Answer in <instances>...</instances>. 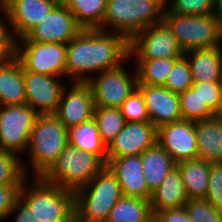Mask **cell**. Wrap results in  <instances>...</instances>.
<instances>
[{
  "label": "cell",
  "mask_w": 222,
  "mask_h": 222,
  "mask_svg": "<svg viewBox=\"0 0 222 222\" xmlns=\"http://www.w3.org/2000/svg\"><path fill=\"white\" fill-rule=\"evenodd\" d=\"M26 104L38 114H54L64 90L56 76L23 71Z\"/></svg>",
  "instance_id": "cell-15"
},
{
  "label": "cell",
  "mask_w": 222,
  "mask_h": 222,
  "mask_svg": "<svg viewBox=\"0 0 222 222\" xmlns=\"http://www.w3.org/2000/svg\"><path fill=\"white\" fill-rule=\"evenodd\" d=\"M205 199L222 210V163H211L209 186Z\"/></svg>",
  "instance_id": "cell-37"
},
{
  "label": "cell",
  "mask_w": 222,
  "mask_h": 222,
  "mask_svg": "<svg viewBox=\"0 0 222 222\" xmlns=\"http://www.w3.org/2000/svg\"><path fill=\"white\" fill-rule=\"evenodd\" d=\"M140 157L143 174L151 192L156 190L168 173L176 167V162L158 142L145 150Z\"/></svg>",
  "instance_id": "cell-24"
},
{
  "label": "cell",
  "mask_w": 222,
  "mask_h": 222,
  "mask_svg": "<svg viewBox=\"0 0 222 222\" xmlns=\"http://www.w3.org/2000/svg\"><path fill=\"white\" fill-rule=\"evenodd\" d=\"M149 2L157 4L164 12L166 11V2L167 0H147Z\"/></svg>",
  "instance_id": "cell-45"
},
{
  "label": "cell",
  "mask_w": 222,
  "mask_h": 222,
  "mask_svg": "<svg viewBox=\"0 0 222 222\" xmlns=\"http://www.w3.org/2000/svg\"><path fill=\"white\" fill-rule=\"evenodd\" d=\"M168 11L176 15H207L214 11V0H174Z\"/></svg>",
  "instance_id": "cell-36"
},
{
  "label": "cell",
  "mask_w": 222,
  "mask_h": 222,
  "mask_svg": "<svg viewBox=\"0 0 222 222\" xmlns=\"http://www.w3.org/2000/svg\"><path fill=\"white\" fill-rule=\"evenodd\" d=\"M82 29H99L107 7V0H70L66 6Z\"/></svg>",
  "instance_id": "cell-28"
},
{
  "label": "cell",
  "mask_w": 222,
  "mask_h": 222,
  "mask_svg": "<svg viewBox=\"0 0 222 222\" xmlns=\"http://www.w3.org/2000/svg\"><path fill=\"white\" fill-rule=\"evenodd\" d=\"M68 144L99 156L107 164V146L94 117L68 129Z\"/></svg>",
  "instance_id": "cell-26"
},
{
  "label": "cell",
  "mask_w": 222,
  "mask_h": 222,
  "mask_svg": "<svg viewBox=\"0 0 222 222\" xmlns=\"http://www.w3.org/2000/svg\"><path fill=\"white\" fill-rule=\"evenodd\" d=\"M176 167L189 199L205 198L209 186L211 163L196 158L180 161L176 163Z\"/></svg>",
  "instance_id": "cell-25"
},
{
  "label": "cell",
  "mask_w": 222,
  "mask_h": 222,
  "mask_svg": "<svg viewBox=\"0 0 222 222\" xmlns=\"http://www.w3.org/2000/svg\"><path fill=\"white\" fill-rule=\"evenodd\" d=\"M178 59L137 60V85L164 86L174 63Z\"/></svg>",
  "instance_id": "cell-29"
},
{
  "label": "cell",
  "mask_w": 222,
  "mask_h": 222,
  "mask_svg": "<svg viewBox=\"0 0 222 222\" xmlns=\"http://www.w3.org/2000/svg\"><path fill=\"white\" fill-rule=\"evenodd\" d=\"M122 196L116 176L106 166L75 191V222H107L111 209Z\"/></svg>",
  "instance_id": "cell-3"
},
{
  "label": "cell",
  "mask_w": 222,
  "mask_h": 222,
  "mask_svg": "<svg viewBox=\"0 0 222 222\" xmlns=\"http://www.w3.org/2000/svg\"><path fill=\"white\" fill-rule=\"evenodd\" d=\"M129 52L137 60L180 58L184 51L168 25L161 21L146 27L129 41Z\"/></svg>",
  "instance_id": "cell-10"
},
{
  "label": "cell",
  "mask_w": 222,
  "mask_h": 222,
  "mask_svg": "<svg viewBox=\"0 0 222 222\" xmlns=\"http://www.w3.org/2000/svg\"><path fill=\"white\" fill-rule=\"evenodd\" d=\"M189 197L178 168L172 169L161 185L152 192L150 205L153 215L157 212L183 208Z\"/></svg>",
  "instance_id": "cell-20"
},
{
  "label": "cell",
  "mask_w": 222,
  "mask_h": 222,
  "mask_svg": "<svg viewBox=\"0 0 222 222\" xmlns=\"http://www.w3.org/2000/svg\"><path fill=\"white\" fill-rule=\"evenodd\" d=\"M155 215L161 222H192L184 207L157 212Z\"/></svg>",
  "instance_id": "cell-42"
},
{
  "label": "cell",
  "mask_w": 222,
  "mask_h": 222,
  "mask_svg": "<svg viewBox=\"0 0 222 222\" xmlns=\"http://www.w3.org/2000/svg\"><path fill=\"white\" fill-rule=\"evenodd\" d=\"M25 103V83L20 61L14 58L5 63H0V106Z\"/></svg>",
  "instance_id": "cell-22"
},
{
  "label": "cell",
  "mask_w": 222,
  "mask_h": 222,
  "mask_svg": "<svg viewBox=\"0 0 222 222\" xmlns=\"http://www.w3.org/2000/svg\"><path fill=\"white\" fill-rule=\"evenodd\" d=\"M147 222H161V221L156 215H153Z\"/></svg>",
  "instance_id": "cell-47"
},
{
  "label": "cell",
  "mask_w": 222,
  "mask_h": 222,
  "mask_svg": "<svg viewBox=\"0 0 222 222\" xmlns=\"http://www.w3.org/2000/svg\"><path fill=\"white\" fill-rule=\"evenodd\" d=\"M23 182L19 197L40 222H75V192L49 184L41 177L27 187Z\"/></svg>",
  "instance_id": "cell-2"
},
{
  "label": "cell",
  "mask_w": 222,
  "mask_h": 222,
  "mask_svg": "<svg viewBox=\"0 0 222 222\" xmlns=\"http://www.w3.org/2000/svg\"><path fill=\"white\" fill-rule=\"evenodd\" d=\"M38 113L28 104L0 106V150L19 155L28 148ZM21 151V152H20Z\"/></svg>",
  "instance_id": "cell-9"
},
{
  "label": "cell",
  "mask_w": 222,
  "mask_h": 222,
  "mask_svg": "<svg viewBox=\"0 0 222 222\" xmlns=\"http://www.w3.org/2000/svg\"><path fill=\"white\" fill-rule=\"evenodd\" d=\"M68 145V129L54 114H39L28 149L35 177H41Z\"/></svg>",
  "instance_id": "cell-5"
},
{
  "label": "cell",
  "mask_w": 222,
  "mask_h": 222,
  "mask_svg": "<svg viewBox=\"0 0 222 222\" xmlns=\"http://www.w3.org/2000/svg\"><path fill=\"white\" fill-rule=\"evenodd\" d=\"M205 222H222V220H208V221H205Z\"/></svg>",
  "instance_id": "cell-48"
},
{
  "label": "cell",
  "mask_w": 222,
  "mask_h": 222,
  "mask_svg": "<svg viewBox=\"0 0 222 222\" xmlns=\"http://www.w3.org/2000/svg\"><path fill=\"white\" fill-rule=\"evenodd\" d=\"M163 21L171 29L184 53L220 46L222 41V30L213 13L188 16L172 14L166 10Z\"/></svg>",
  "instance_id": "cell-7"
},
{
  "label": "cell",
  "mask_w": 222,
  "mask_h": 222,
  "mask_svg": "<svg viewBox=\"0 0 222 222\" xmlns=\"http://www.w3.org/2000/svg\"><path fill=\"white\" fill-rule=\"evenodd\" d=\"M110 34V35H109ZM130 58L129 41L121 34L100 29H82L67 43L66 76L85 83L86 72L101 73Z\"/></svg>",
  "instance_id": "cell-1"
},
{
  "label": "cell",
  "mask_w": 222,
  "mask_h": 222,
  "mask_svg": "<svg viewBox=\"0 0 222 222\" xmlns=\"http://www.w3.org/2000/svg\"><path fill=\"white\" fill-rule=\"evenodd\" d=\"M106 166L99 156L68 144L41 178L49 184L75 192Z\"/></svg>",
  "instance_id": "cell-4"
},
{
  "label": "cell",
  "mask_w": 222,
  "mask_h": 222,
  "mask_svg": "<svg viewBox=\"0 0 222 222\" xmlns=\"http://www.w3.org/2000/svg\"><path fill=\"white\" fill-rule=\"evenodd\" d=\"M147 107L150 122L158 128L161 125L182 120L179 95L164 86L137 85Z\"/></svg>",
  "instance_id": "cell-19"
},
{
  "label": "cell",
  "mask_w": 222,
  "mask_h": 222,
  "mask_svg": "<svg viewBox=\"0 0 222 222\" xmlns=\"http://www.w3.org/2000/svg\"><path fill=\"white\" fill-rule=\"evenodd\" d=\"M126 122L150 121L144 96L137 87L119 107Z\"/></svg>",
  "instance_id": "cell-34"
},
{
  "label": "cell",
  "mask_w": 222,
  "mask_h": 222,
  "mask_svg": "<svg viewBox=\"0 0 222 222\" xmlns=\"http://www.w3.org/2000/svg\"><path fill=\"white\" fill-rule=\"evenodd\" d=\"M19 157L15 153L0 150V186L22 185L27 178V168Z\"/></svg>",
  "instance_id": "cell-32"
},
{
  "label": "cell",
  "mask_w": 222,
  "mask_h": 222,
  "mask_svg": "<svg viewBox=\"0 0 222 222\" xmlns=\"http://www.w3.org/2000/svg\"><path fill=\"white\" fill-rule=\"evenodd\" d=\"M188 57L182 56L175 63L169 73L164 87L172 93L181 94L193 85L192 73Z\"/></svg>",
  "instance_id": "cell-33"
},
{
  "label": "cell",
  "mask_w": 222,
  "mask_h": 222,
  "mask_svg": "<svg viewBox=\"0 0 222 222\" xmlns=\"http://www.w3.org/2000/svg\"><path fill=\"white\" fill-rule=\"evenodd\" d=\"M184 209L192 222L222 220V210L215 208L205 198L189 199Z\"/></svg>",
  "instance_id": "cell-35"
},
{
  "label": "cell",
  "mask_w": 222,
  "mask_h": 222,
  "mask_svg": "<svg viewBox=\"0 0 222 222\" xmlns=\"http://www.w3.org/2000/svg\"><path fill=\"white\" fill-rule=\"evenodd\" d=\"M192 87L199 92L203 103L214 112L222 90V82H199L193 83Z\"/></svg>",
  "instance_id": "cell-39"
},
{
  "label": "cell",
  "mask_w": 222,
  "mask_h": 222,
  "mask_svg": "<svg viewBox=\"0 0 222 222\" xmlns=\"http://www.w3.org/2000/svg\"><path fill=\"white\" fill-rule=\"evenodd\" d=\"M152 216L150 200L122 196L111 209L107 222H147Z\"/></svg>",
  "instance_id": "cell-27"
},
{
  "label": "cell",
  "mask_w": 222,
  "mask_h": 222,
  "mask_svg": "<svg viewBox=\"0 0 222 222\" xmlns=\"http://www.w3.org/2000/svg\"><path fill=\"white\" fill-rule=\"evenodd\" d=\"M57 6H67L70 0H52Z\"/></svg>",
  "instance_id": "cell-46"
},
{
  "label": "cell",
  "mask_w": 222,
  "mask_h": 222,
  "mask_svg": "<svg viewBox=\"0 0 222 222\" xmlns=\"http://www.w3.org/2000/svg\"><path fill=\"white\" fill-rule=\"evenodd\" d=\"M213 15L216 17L219 27L222 30V0H214Z\"/></svg>",
  "instance_id": "cell-43"
},
{
  "label": "cell",
  "mask_w": 222,
  "mask_h": 222,
  "mask_svg": "<svg viewBox=\"0 0 222 222\" xmlns=\"http://www.w3.org/2000/svg\"><path fill=\"white\" fill-rule=\"evenodd\" d=\"M164 11L147 0H107V7L100 30L112 26L114 33L130 41L137 33L163 21Z\"/></svg>",
  "instance_id": "cell-6"
},
{
  "label": "cell",
  "mask_w": 222,
  "mask_h": 222,
  "mask_svg": "<svg viewBox=\"0 0 222 222\" xmlns=\"http://www.w3.org/2000/svg\"><path fill=\"white\" fill-rule=\"evenodd\" d=\"M67 91L64 88L57 111L54 115L67 129L94 117V99L90 86L74 82Z\"/></svg>",
  "instance_id": "cell-17"
},
{
  "label": "cell",
  "mask_w": 222,
  "mask_h": 222,
  "mask_svg": "<svg viewBox=\"0 0 222 222\" xmlns=\"http://www.w3.org/2000/svg\"><path fill=\"white\" fill-rule=\"evenodd\" d=\"M22 185H1L0 186V220L10 215Z\"/></svg>",
  "instance_id": "cell-40"
},
{
  "label": "cell",
  "mask_w": 222,
  "mask_h": 222,
  "mask_svg": "<svg viewBox=\"0 0 222 222\" xmlns=\"http://www.w3.org/2000/svg\"><path fill=\"white\" fill-rule=\"evenodd\" d=\"M14 212L18 213L14 222H40L33 210L20 197L16 199L10 214Z\"/></svg>",
  "instance_id": "cell-41"
},
{
  "label": "cell",
  "mask_w": 222,
  "mask_h": 222,
  "mask_svg": "<svg viewBox=\"0 0 222 222\" xmlns=\"http://www.w3.org/2000/svg\"><path fill=\"white\" fill-rule=\"evenodd\" d=\"M82 28L66 6H56L43 20L34 26L20 41L67 44Z\"/></svg>",
  "instance_id": "cell-12"
},
{
  "label": "cell",
  "mask_w": 222,
  "mask_h": 222,
  "mask_svg": "<svg viewBox=\"0 0 222 222\" xmlns=\"http://www.w3.org/2000/svg\"><path fill=\"white\" fill-rule=\"evenodd\" d=\"M94 119L97 122L100 137L107 147L126 123L120 109L116 107H95Z\"/></svg>",
  "instance_id": "cell-30"
},
{
  "label": "cell",
  "mask_w": 222,
  "mask_h": 222,
  "mask_svg": "<svg viewBox=\"0 0 222 222\" xmlns=\"http://www.w3.org/2000/svg\"><path fill=\"white\" fill-rule=\"evenodd\" d=\"M57 5L52 0H0V8L13 32L24 37Z\"/></svg>",
  "instance_id": "cell-14"
},
{
  "label": "cell",
  "mask_w": 222,
  "mask_h": 222,
  "mask_svg": "<svg viewBox=\"0 0 222 222\" xmlns=\"http://www.w3.org/2000/svg\"><path fill=\"white\" fill-rule=\"evenodd\" d=\"M213 117L222 121V90H221L218 104L213 112Z\"/></svg>",
  "instance_id": "cell-44"
},
{
  "label": "cell",
  "mask_w": 222,
  "mask_h": 222,
  "mask_svg": "<svg viewBox=\"0 0 222 222\" xmlns=\"http://www.w3.org/2000/svg\"><path fill=\"white\" fill-rule=\"evenodd\" d=\"M157 142V128L150 122H126L107 147V158L141 155Z\"/></svg>",
  "instance_id": "cell-16"
},
{
  "label": "cell",
  "mask_w": 222,
  "mask_h": 222,
  "mask_svg": "<svg viewBox=\"0 0 222 222\" xmlns=\"http://www.w3.org/2000/svg\"><path fill=\"white\" fill-rule=\"evenodd\" d=\"M2 20L0 19V63H5L16 58L18 41Z\"/></svg>",
  "instance_id": "cell-38"
},
{
  "label": "cell",
  "mask_w": 222,
  "mask_h": 222,
  "mask_svg": "<svg viewBox=\"0 0 222 222\" xmlns=\"http://www.w3.org/2000/svg\"><path fill=\"white\" fill-rule=\"evenodd\" d=\"M190 53V54H189ZM191 55L189 62L193 83L222 82V48L220 46L194 49L184 53Z\"/></svg>",
  "instance_id": "cell-21"
},
{
  "label": "cell",
  "mask_w": 222,
  "mask_h": 222,
  "mask_svg": "<svg viewBox=\"0 0 222 222\" xmlns=\"http://www.w3.org/2000/svg\"><path fill=\"white\" fill-rule=\"evenodd\" d=\"M133 75L130 76L121 64L96 77H88L86 83L92 90L95 107L119 108L137 88V73Z\"/></svg>",
  "instance_id": "cell-11"
},
{
  "label": "cell",
  "mask_w": 222,
  "mask_h": 222,
  "mask_svg": "<svg viewBox=\"0 0 222 222\" xmlns=\"http://www.w3.org/2000/svg\"><path fill=\"white\" fill-rule=\"evenodd\" d=\"M157 142L176 163L198 158V144L193 121L180 120L159 126Z\"/></svg>",
  "instance_id": "cell-13"
},
{
  "label": "cell",
  "mask_w": 222,
  "mask_h": 222,
  "mask_svg": "<svg viewBox=\"0 0 222 222\" xmlns=\"http://www.w3.org/2000/svg\"><path fill=\"white\" fill-rule=\"evenodd\" d=\"M198 158L222 163V121L217 118L195 122Z\"/></svg>",
  "instance_id": "cell-23"
},
{
  "label": "cell",
  "mask_w": 222,
  "mask_h": 222,
  "mask_svg": "<svg viewBox=\"0 0 222 222\" xmlns=\"http://www.w3.org/2000/svg\"><path fill=\"white\" fill-rule=\"evenodd\" d=\"M17 42L16 58L23 71L50 76H66L67 44L57 42ZM24 47V48H23Z\"/></svg>",
  "instance_id": "cell-8"
},
{
  "label": "cell",
  "mask_w": 222,
  "mask_h": 222,
  "mask_svg": "<svg viewBox=\"0 0 222 222\" xmlns=\"http://www.w3.org/2000/svg\"><path fill=\"white\" fill-rule=\"evenodd\" d=\"M179 104L182 120L196 122L213 117V111L203 103L199 92L193 87L179 94Z\"/></svg>",
  "instance_id": "cell-31"
},
{
  "label": "cell",
  "mask_w": 222,
  "mask_h": 222,
  "mask_svg": "<svg viewBox=\"0 0 222 222\" xmlns=\"http://www.w3.org/2000/svg\"><path fill=\"white\" fill-rule=\"evenodd\" d=\"M107 167L116 176L123 196L150 200L152 192L143 174L140 155L107 158Z\"/></svg>",
  "instance_id": "cell-18"
}]
</instances>
